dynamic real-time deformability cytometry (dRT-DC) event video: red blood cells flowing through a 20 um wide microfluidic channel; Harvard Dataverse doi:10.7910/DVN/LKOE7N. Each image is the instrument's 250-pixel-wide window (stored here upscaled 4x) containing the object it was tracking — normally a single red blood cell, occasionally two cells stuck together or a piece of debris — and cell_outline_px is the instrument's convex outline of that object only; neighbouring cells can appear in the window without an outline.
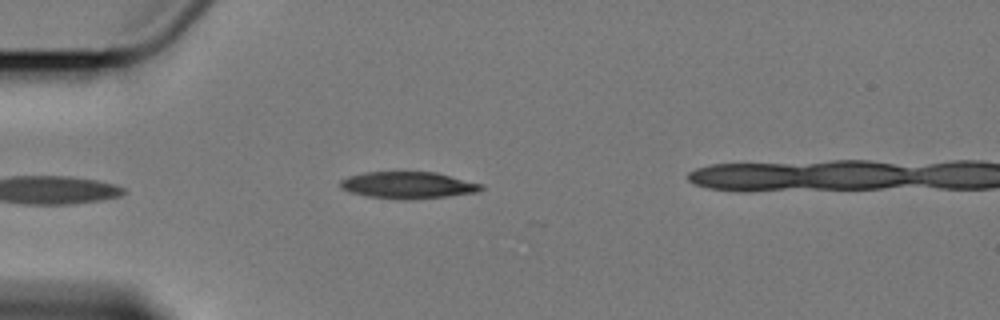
{"species": "Egyptian fruit bat (a non-hibernating species)", "species_latin": "Rousettus aegyptiacus", "temperature_condition": "cold", "stored_images_in_passage": 5, "camera_frame_rate_fps": 3000, "um_per_image_px": 0.085, "animal": {"sex": "female"}, "frame": {"image": 1, "passage_image": 5, "time_ms": 5.333, "image_size_px": [1000, 320], "cell_outline_px": [[484, 188], [476, 192], [448, 196], [368, 196], [352, 192], [340, 188], [340, 180], [348, 176], [364, 172], [436, 172], [484, 184]], "centroid_in_image_um": [34.7, 15.67], "position_along_channel_um": 50.3, "area_um2": 20.81}}